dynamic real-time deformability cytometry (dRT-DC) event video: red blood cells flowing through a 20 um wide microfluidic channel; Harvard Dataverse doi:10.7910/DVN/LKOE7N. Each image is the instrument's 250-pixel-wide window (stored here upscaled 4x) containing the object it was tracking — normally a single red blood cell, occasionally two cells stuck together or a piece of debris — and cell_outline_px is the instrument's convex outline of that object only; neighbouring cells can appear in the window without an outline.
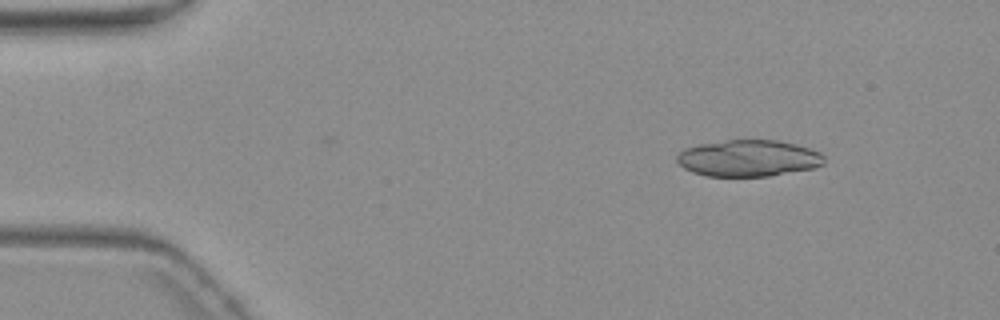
{"species": "common noctule bat (a hibernating species)", "species_latin": "Nyctalus noctula", "temperature_condition": "warm", "stored_images_in_passage": 3, "camera_frame_rate_fps": 3000, "um_per_image_px": 0.085, "animal": {"sex": "female", "body_mass_g": 19.3, "forearm_length_mm": 54.1}, "frame": {"image": 1, "passage_image": 1, "time_ms": 0.0, "image_size_px": [1000, 320], "cell_outline_px": [[824, 164], [812, 168], [768, 176], [704, 176], [692, 172], [684, 168], [676, 160], [676, 156], [684, 148], [700, 144], [724, 140], [776, 140], [796, 144], [820, 152], [824, 156]], "centroid_in_image_um": [63.59, 13.45], "position_along_channel_um": 21.4, "area_um2": 31.33}}